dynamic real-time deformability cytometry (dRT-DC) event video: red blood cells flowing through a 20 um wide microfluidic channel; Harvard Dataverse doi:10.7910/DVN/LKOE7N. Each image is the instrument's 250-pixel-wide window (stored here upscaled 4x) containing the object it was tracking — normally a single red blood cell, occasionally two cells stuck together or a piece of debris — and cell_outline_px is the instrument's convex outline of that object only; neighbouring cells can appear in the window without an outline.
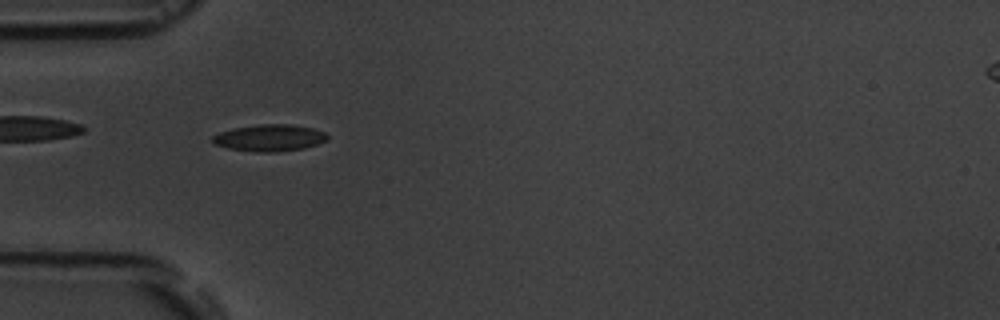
{"species": "common noctule bat (a hibernating species)", "species_latin": "Nyctalus noctula", "temperature_condition": "room temperature", "stored_images_in_passage": 8, "camera_frame_rate_fps": 3000, "um_per_image_px": 0.085, "animal": {"sex": "male", "body_mass_g": 19.5, "forearm_length_mm": 54.6}, "frame": {"image": 1, "passage_image": 5, "time_ms": 5.333, "image_size_px": [1000, 320], "cell_outline_px": [[328, 140], [304, 148], [276, 152], [252, 152], [228, 148], [212, 144], [212, 136], [220, 132], [232, 128], [260, 124], [288, 124], [312, 128], [324, 132], [328, 136]], "centroid_in_image_um": [22.87, 11.72], "position_along_channel_um": 62.1, "area_um2": 17.98}}
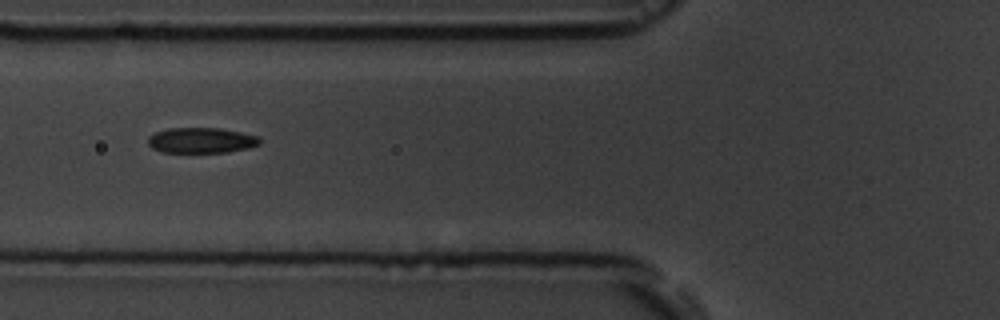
{"frame": {"image": 2, "passage_image": 6, "time_ms": 6.667, "image_size_px": [1000, 320], "cell_outline_px": [[260, 144], [248, 148], [228, 152], [160, 152], [152, 148], [148, 144], [148, 136], [156, 132], [168, 128], [220, 128], [240, 132], [256, 136], [260, 140]], "centroid_in_image_um": [17.08, 11.93], "position_along_channel_um": 108.7, "area_um2": 16.53}}
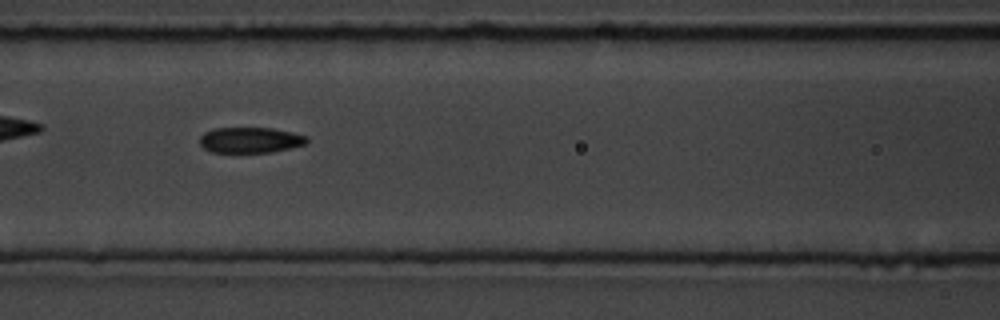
{"frame": {"image": 3, "passage_image": 7, "time_ms": 7.667, "image_size_px": [1000, 320], "cell_outline_px": [[308, 140], [304, 144], [288, 148], [268, 152], [208, 152], [200, 144], [200, 136], [204, 132], [212, 128], [272, 128], [292, 132], [308, 136]], "centroid_in_image_um": [21.23, 11.89], "position_along_channel_um": 145.4, "area_um2": 15.95}}